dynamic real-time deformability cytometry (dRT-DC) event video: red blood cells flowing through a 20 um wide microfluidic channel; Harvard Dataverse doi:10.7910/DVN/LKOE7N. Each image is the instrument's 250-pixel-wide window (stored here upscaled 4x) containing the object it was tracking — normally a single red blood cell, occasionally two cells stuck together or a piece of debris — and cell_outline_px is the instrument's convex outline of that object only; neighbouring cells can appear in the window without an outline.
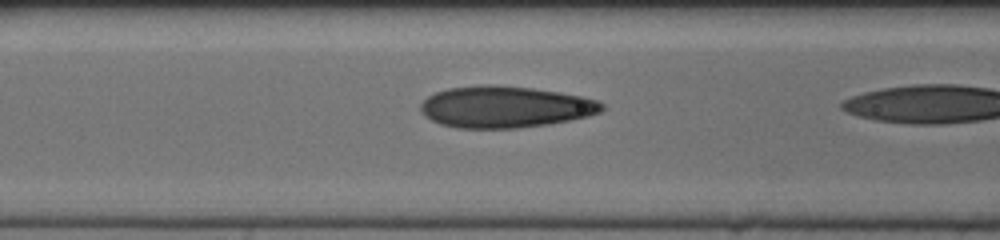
{"species": "human", "species_latin": "Homo sapiens", "temperature_condition": "cold", "stored_images_in_passage": 19, "camera_frame_rate_fps": 3000, "um_per_image_px": 0.085, "donor": {"sex": "female"}, "frame": {"image": 1, "passage_image": 18, "time_ms": 5.667, "image_size_px": [1000, 240], "cell_outline_px": [[604, 108], [600, 112], [588, 116], [548, 124], [516, 128], [456, 128], [440, 124], [424, 116], [420, 108], [420, 104], [428, 96], [436, 92], [448, 88], [484, 84], [488, 84], [532, 88], [584, 96], [596, 100], [604, 104]], "centroid_in_image_um": [42.91, 9.08], "position_along_channel_um": 123.7, "area_um2": 43.93}}